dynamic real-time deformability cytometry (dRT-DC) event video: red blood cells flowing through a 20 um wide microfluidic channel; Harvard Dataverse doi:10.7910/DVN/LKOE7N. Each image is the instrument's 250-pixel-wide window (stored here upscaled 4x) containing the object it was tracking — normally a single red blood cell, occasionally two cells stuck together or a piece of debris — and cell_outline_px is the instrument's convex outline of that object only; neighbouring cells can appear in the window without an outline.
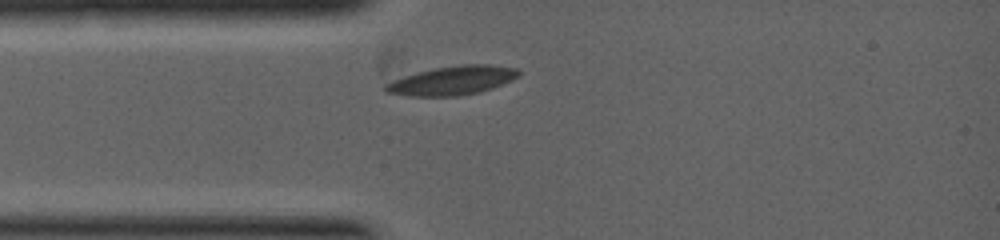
{"species": "common noctule bat (a hibernating species)", "species_latin": "Nyctalus noctula", "temperature_condition": "warm", "stored_images_in_passage": 7, "camera_frame_rate_fps": 5000, "um_per_image_px": 0.085, "animal": {"sex": "female", "body_mass_g": 19.0, "forearm_length_mm": 53.3}, "frame": {"image": 1, "passage_image": 1, "time_ms": 0.0, "image_size_px": [1000, 240], "cell_outline_px": [[520, 76], [512, 80], [492, 88], [476, 92], [456, 96], [408, 96], [384, 92], [384, 84], [392, 80], [404, 76], [436, 68], [460, 64], [488, 64], [516, 68], [520, 72]], "centroid_in_image_um": [38.43, 6.84], "position_along_channel_um": 46.6, "area_um2": 22.31}}
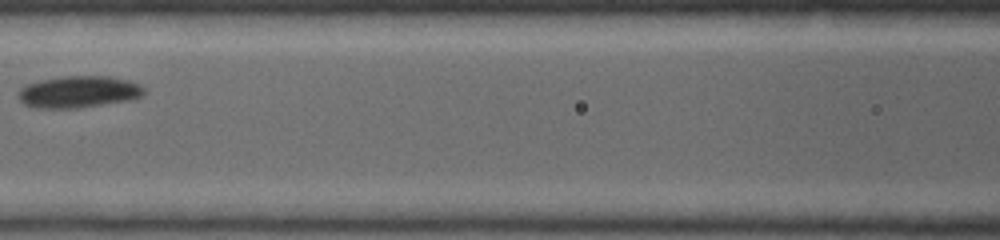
{"frame": {"image": 2, "passage_image": 5, "time_ms": 1.6, "image_size_px": [1000, 240], "cell_outline_px": [[148, 92], [132, 100], [80, 108], [36, 108], [24, 104], [16, 96], [20, 88], [24, 84], [40, 80], [64, 76], [108, 76], [128, 80], [140, 84]], "centroid_in_image_um": [6.68, 7.81], "position_along_channel_um": 159.9, "area_um2": 23.7}}
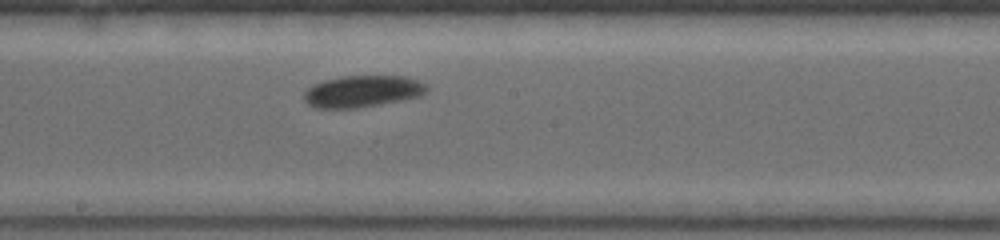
{"frame": {"image": 3, "passage_image": 7, "time_ms": 2.4, "image_size_px": [1000, 240], "cell_outline_px": [[428, 88], [420, 96], [404, 100], [356, 108], [316, 108], [308, 104], [304, 100], [304, 92], [308, 88], [324, 80], [340, 76], [404, 76], [416, 80], [424, 84]], "centroid_in_image_um": [30.79, 7.77], "position_along_channel_um": 217.4, "area_um2": 22.54}}